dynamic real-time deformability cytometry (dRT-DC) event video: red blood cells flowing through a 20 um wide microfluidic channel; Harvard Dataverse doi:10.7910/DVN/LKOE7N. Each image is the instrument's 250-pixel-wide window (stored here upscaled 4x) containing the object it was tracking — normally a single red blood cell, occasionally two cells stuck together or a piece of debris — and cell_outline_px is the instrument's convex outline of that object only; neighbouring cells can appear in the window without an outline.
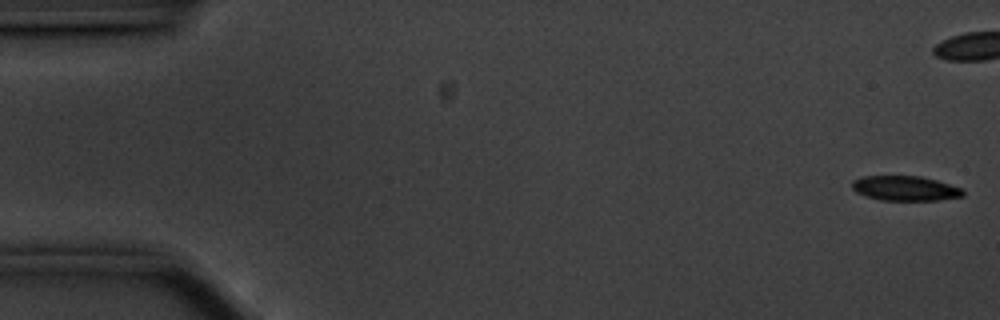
{"species": "common noctule bat (a hibernating species)", "species_latin": "Nyctalus noctula", "temperature_condition": "cold", "stored_images_in_passage": 57, "camera_frame_rate_fps": 3000, "um_per_image_px": 0.085, "animal": {"sex": "male", "body_mass_g": 20.1, "forearm_length_mm": 53.5}, "frame": {"image": 1, "passage_image": 1, "time_ms": 0.0, "image_size_px": [1000, 320], "cell_outline_px": [[964, 196], [936, 200], [880, 200], [856, 192], [852, 188], [852, 180], [864, 176], [920, 176], [936, 180], [960, 188], [964, 192]], "centroid_in_image_um": [76.92, 16.0], "position_along_channel_um": 8.1, "area_um2": 15.84}}
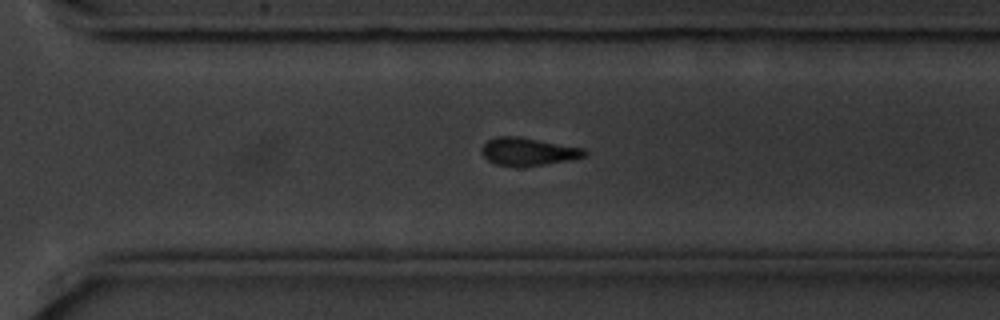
{"frame": {"image": 2, "passage_image": 39, "time_ms": 12.667, "image_size_px": [1000, 320], "cell_outline_px": [[588, 152], [584, 156], [568, 160], [544, 164], [496, 164], [488, 160], [480, 152], [480, 148], [488, 140], [496, 136], [520, 136], [584, 148]], "centroid_in_image_um": [44.88, 12.83], "position_along_channel_um": 325.7, "area_um2": 16.18}}
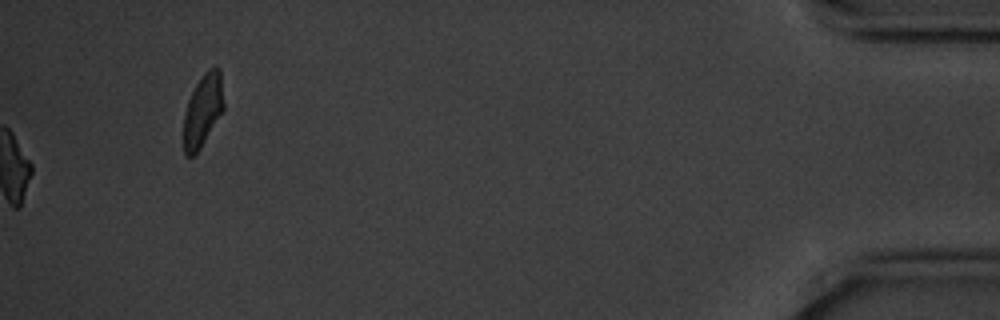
{"frame": {"image": 3, "passage_image": 57, "time_ms": 18.667, "image_size_px": [1000, 320], "cell_outline_px": [[224, 108], [200, 148], [192, 156], [184, 156], [184, 112], [188, 100], [196, 84], [204, 72], [208, 68], [216, 64], [220, 68], [224, 104]], "centroid_in_image_um": [17.24, 9.32], "position_along_channel_um": 418.0, "area_um2": 16.88}, "authors_computed_cell_mechanics": {"area_um2": 17.3978, "velocity_mm_per_s": 3.5344, "shape_relaxation_time_tau1_ms": 4.5533, "shape_relaxation_time_tau2_ms": null, "deformation_change_tau1": 0.119, "deformation_change_tau2": null}}